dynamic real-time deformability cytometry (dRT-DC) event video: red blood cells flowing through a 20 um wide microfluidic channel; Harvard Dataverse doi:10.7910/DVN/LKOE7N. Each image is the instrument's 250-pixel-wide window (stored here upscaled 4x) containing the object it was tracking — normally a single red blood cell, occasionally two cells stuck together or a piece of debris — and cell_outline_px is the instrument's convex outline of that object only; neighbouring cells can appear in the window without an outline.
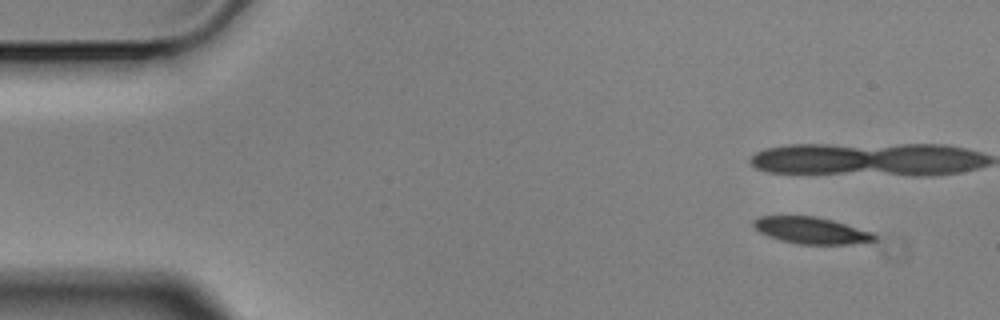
{"species": "Egyptian fruit bat (a non-hibernating species)", "species_latin": "Rousettus aegyptiacus", "temperature_condition": "cold", "stored_images_in_passage": 4, "camera_frame_rate_fps": 3000, "um_per_image_px": 0.085, "animal": {"sex": "male"}, "frame": {"image": 1, "passage_image": 1, "time_ms": 0.0, "image_size_px": [1000, 320], "cell_outline_px": [[876, 240], [848, 244], [796, 244], [780, 240], [768, 236], [760, 232], [752, 224], [752, 220], [760, 216], [812, 216], [832, 220], [872, 232], [876, 236]], "centroid_in_image_um": [68.92, 19.59], "position_along_channel_um": 16.1, "area_um2": 18.61}}